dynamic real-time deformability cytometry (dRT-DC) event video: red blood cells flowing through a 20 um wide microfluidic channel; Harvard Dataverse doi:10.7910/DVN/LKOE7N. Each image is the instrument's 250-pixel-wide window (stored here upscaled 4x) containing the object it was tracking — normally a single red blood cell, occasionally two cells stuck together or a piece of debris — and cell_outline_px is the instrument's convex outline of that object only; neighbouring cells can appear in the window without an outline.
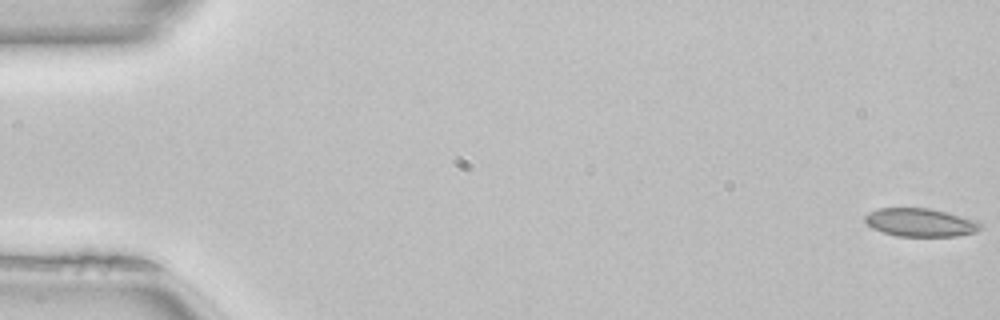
{"species": "common noctule bat (a hibernating species)", "species_latin": "Nyctalus noctula", "temperature_condition": "room temperature", "stored_images_in_passage": 51, "camera_frame_rate_fps": 3000, "um_per_image_px": 0.085, "animal": {"sex": "female", "body_mass_g": 22.7, "forearm_length_mm": 54.2}, "frame": {"image": 1, "passage_image": 1, "time_ms": 0.0, "image_size_px": [1000, 320], "cell_outline_px": [[980, 228], [976, 232], [956, 236], [896, 236], [872, 228], [864, 220], [864, 216], [868, 212], [876, 208], [932, 208], [976, 220], [980, 224]], "centroid_in_image_um": [78.2, 18.9], "position_along_channel_um": 6.8, "area_um2": 19.02}}
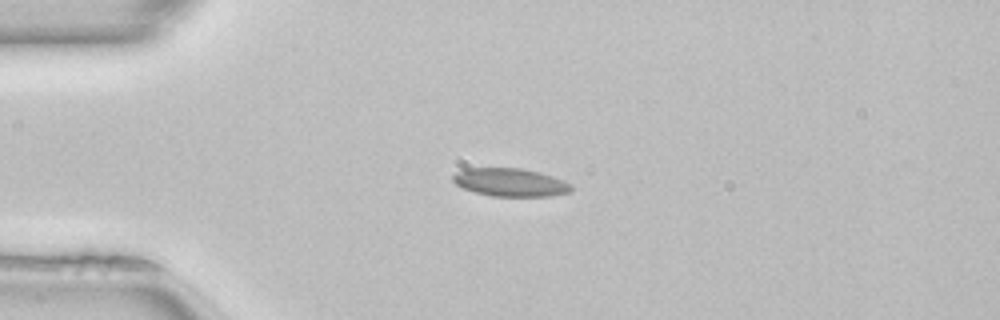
{"frame": {"image": 2, "passage_image": 13, "time_ms": 4.0, "image_size_px": [1000, 320], "cell_outline_px": [[572, 192], [548, 196], [492, 196], [476, 192], [464, 188], [456, 184], [452, 180], [452, 176], [456, 172], [464, 168], [520, 168], [540, 172], [552, 176], [572, 184]], "centroid_in_image_um": [43.38, 15.49], "position_along_channel_um": 41.6, "area_um2": 19.36}}
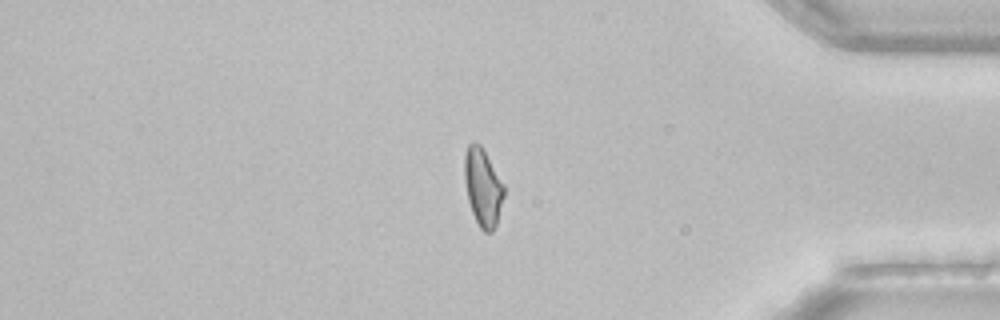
{"frame": {"image": 3, "passage_image": 43, "time_ms": 14.0, "image_size_px": [1000, 320], "cell_outline_px": [[504, 196], [496, 224], [492, 232], [484, 232], [480, 228], [472, 212], [468, 200], [464, 180], [464, 156], [468, 144], [472, 140], [476, 140], [480, 144], [504, 184]], "centroid_in_image_um": [41.02, 15.88], "position_along_channel_um": 394.2, "area_um2": 17.92}, "authors_computed_cell_mechanics": {"area_um2": 18.9006, "velocity_mm_per_s": 4.0651, "shape_relaxation_time_tau1_ms": 4.2967, "shape_relaxation_time_tau2_ms": 1.3562, "deformation_change_tau1": 0.1315, "deformation_change_tau2": 0.0817}}